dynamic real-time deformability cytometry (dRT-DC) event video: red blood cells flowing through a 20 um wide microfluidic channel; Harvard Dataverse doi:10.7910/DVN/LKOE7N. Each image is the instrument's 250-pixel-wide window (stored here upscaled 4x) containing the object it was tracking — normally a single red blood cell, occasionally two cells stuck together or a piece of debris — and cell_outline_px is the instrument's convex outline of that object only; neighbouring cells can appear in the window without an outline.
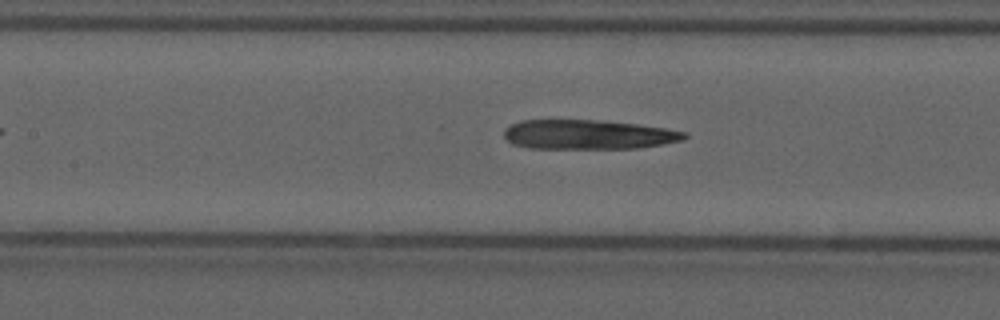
{"species": "common noctule bat (a hibernating species)", "species_latin": "Nyctalus noctula", "temperature_condition": "cold", "stored_images_in_passage": 46, "camera_frame_rate_fps": 3000, "um_per_image_px": 0.085, "animal": {"sex": "male", "forearm_length_mm": 52.5}, "frame": {"image": 1, "passage_image": 19, "time_ms": 6.0, "image_size_px": [1000, 320], "cell_outline_px": [[688, 136], [684, 140], [636, 148], [528, 148], [512, 144], [504, 136], [504, 128], [520, 120], [600, 120], [636, 124], [664, 128], [688, 132]], "centroid_in_image_um": [49.98, 11.43], "position_along_channel_um": 157.4, "area_um2": 30.92}}
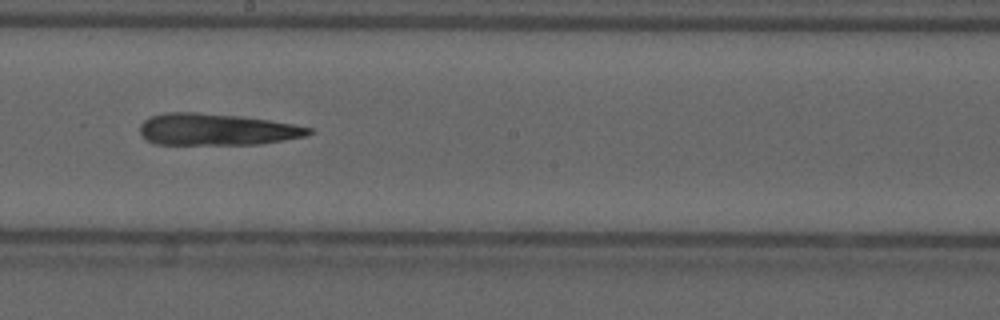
{"frame": {"image": 2, "passage_image": 25, "time_ms": 8.0, "image_size_px": [1000, 320], "cell_outline_px": [[312, 132], [304, 136], [260, 144], [156, 144], [148, 140], [140, 132], [140, 124], [144, 120], [152, 116], [164, 112], [196, 112], [240, 116], [268, 120], [292, 124], [312, 128]], "centroid_in_image_um": [18.38, 11.0], "position_along_channel_um": 229.8, "area_um2": 30.92}}